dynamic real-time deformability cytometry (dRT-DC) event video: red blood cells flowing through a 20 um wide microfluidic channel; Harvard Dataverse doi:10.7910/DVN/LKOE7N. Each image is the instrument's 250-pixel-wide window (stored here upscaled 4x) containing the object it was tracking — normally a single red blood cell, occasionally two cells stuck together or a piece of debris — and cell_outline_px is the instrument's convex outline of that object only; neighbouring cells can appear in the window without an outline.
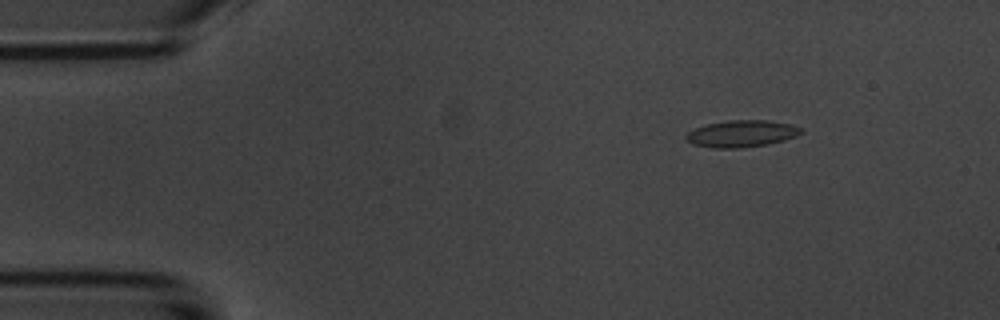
{"species": "common noctule bat (a hibernating species)", "species_latin": "Nyctalus noctula", "temperature_condition": "room temperature", "stored_images_in_passage": 5, "camera_frame_rate_fps": 3000, "um_per_image_px": 0.085, "animal": {"sex": "male", "body_mass_g": 20.1, "forearm_length_mm": 53.5}, "frame": {"image": 1, "passage_image": 2, "time_ms": 1.0, "image_size_px": [1000, 320], "cell_outline_px": [[804, 132], [796, 136], [784, 140], [768, 144], [740, 148], [712, 148], [692, 144], [684, 136], [688, 132], [696, 128], [708, 124], [728, 120], [768, 120], [792, 124], [800, 128]], "centroid_in_image_um": [63.05, 11.36], "position_along_channel_um": 21.9, "area_um2": 17.98}}